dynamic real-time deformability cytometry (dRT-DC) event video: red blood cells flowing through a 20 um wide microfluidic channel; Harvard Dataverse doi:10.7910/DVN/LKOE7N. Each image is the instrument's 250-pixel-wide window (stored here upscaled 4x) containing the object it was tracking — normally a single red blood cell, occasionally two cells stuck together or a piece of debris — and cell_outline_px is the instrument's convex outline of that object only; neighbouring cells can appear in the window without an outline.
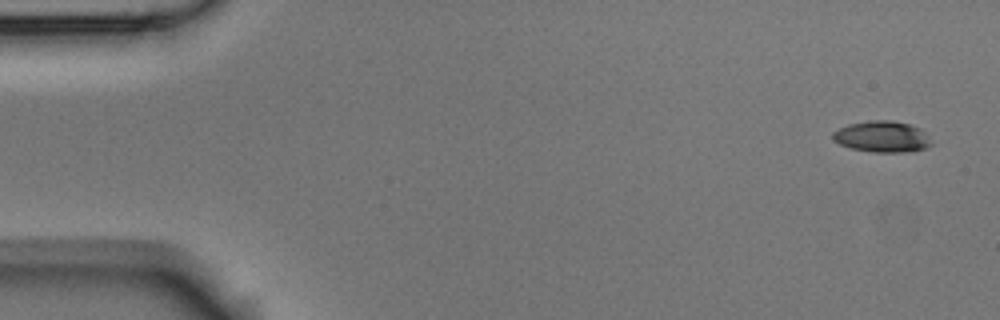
{"species": "Egyptian fruit bat (a non-hibernating species)", "species_latin": "Rousettus aegyptiacus", "temperature_condition": "room temperature", "stored_images_in_passage": 3, "camera_frame_rate_fps": 3000, "um_per_image_px": 0.085, "animal": {"sex": "male"}, "frame": {"image": 1, "passage_image": 1, "time_ms": 0.0, "image_size_px": [1000, 320], "cell_outline_px": [[932, 144], [924, 148], [912, 152], [872, 152], [852, 148], [840, 144], [832, 140], [832, 132], [848, 124], [868, 120], [892, 120], [908, 124], [920, 128], [928, 136]], "centroid_in_image_um": [74.96, 11.61], "position_along_channel_um": 10.0, "area_um2": 17.98}}